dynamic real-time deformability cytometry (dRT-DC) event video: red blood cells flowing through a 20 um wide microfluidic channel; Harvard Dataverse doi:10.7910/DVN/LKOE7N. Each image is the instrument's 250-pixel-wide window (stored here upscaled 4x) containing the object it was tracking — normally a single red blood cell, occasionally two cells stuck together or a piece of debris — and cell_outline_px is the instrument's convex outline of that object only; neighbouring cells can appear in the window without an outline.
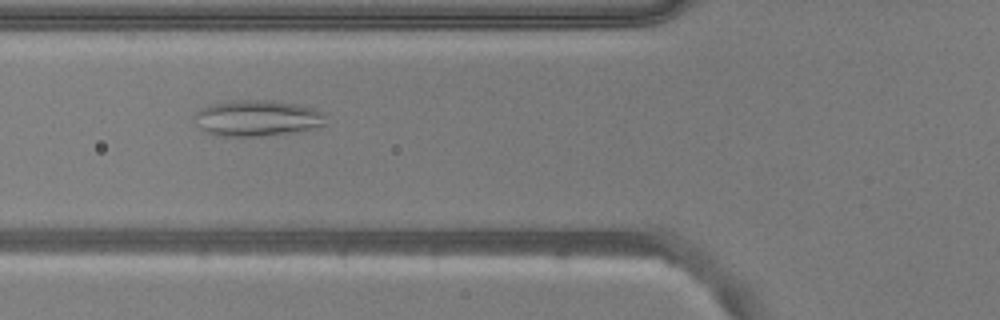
{"species": "common noctule bat (a hibernating species)", "species_latin": "Nyctalus noctula", "temperature_condition": "warm", "stored_images_in_passage": 53, "camera_frame_rate_fps": 3000, "um_per_image_px": 0.085, "animal": {"sex": "male", "body_mass_g": 20.5, "forearm_length_mm": 52.5}, "frame": {"image": 1, "passage_image": 19, "time_ms": 6.0, "image_size_px": [1000, 320], "cell_outline_px": [[324, 124], [300, 132], [260, 136], [216, 136], [200, 128], [192, 116], [200, 108], [212, 104], [240, 100], [272, 100], [296, 104], [316, 108], [324, 116]], "centroid_in_image_um": [21.84, 10.05], "position_along_channel_um": 104.0, "area_um2": 27.57}}
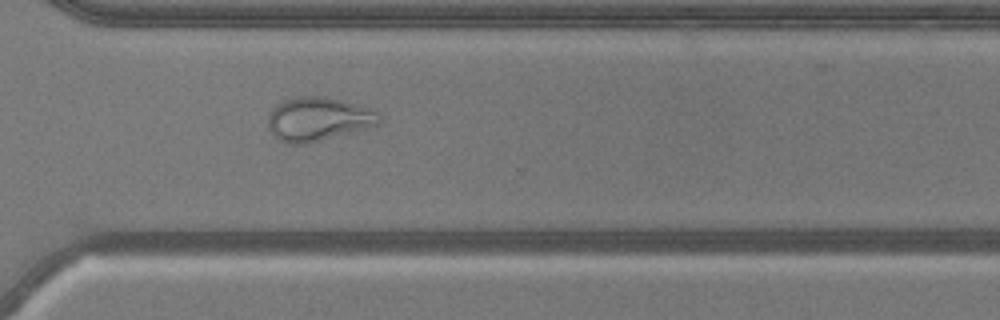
{"frame": {"image": 2, "passage_image": 38, "time_ms": 12.333, "image_size_px": [1000, 320], "cell_outline_px": [[380, 124], [320, 140], [304, 144], [288, 144], [272, 136], [268, 128], [268, 116], [272, 108], [284, 100], [296, 96], [324, 96], [372, 108], [380, 116]], "centroid_in_image_um": [27.0, 10.11], "position_along_channel_um": 343.6, "area_um2": 28.26}}
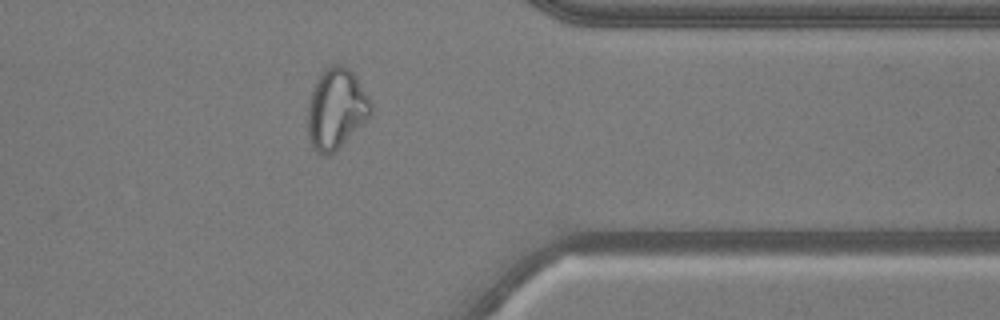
{"frame": {"image": 3, "passage_image": 42, "time_ms": 13.667, "image_size_px": [1000, 320], "cell_outline_px": [[372, 116], [332, 156], [324, 156], [316, 152], [308, 136], [308, 100], [316, 80], [324, 68], [332, 64], [340, 64], [348, 68], [356, 76], [368, 96], [372, 104]], "centroid_in_image_um": [28.59, 9.28], "position_along_channel_um": 382.8, "area_um2": 30.23}}